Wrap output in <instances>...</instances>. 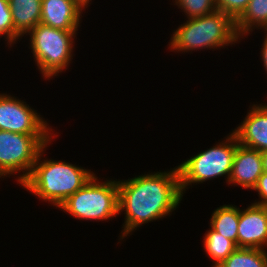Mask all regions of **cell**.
Wrapping results in <instances>:
<instances>
[{
	"label": "cell",
	"mask_w": 267,
	"mask_h": 267,
	"mask_svg": "<svg viewBox=\"0 0 267 267\" xmlns=\"http://www.w3.org/2000/svg\"><path fill=\"white\" fill-rule=\"evenodd\" d=\"M232 132L239 144L260 152L267 150V104H253Z\"/></svg>",
	"instance_id": "obj_10"
},
{
	"label": "cell",
	"mask_w": 267,
	"mask_h": 267,
	"mask_svg": "<svg viewBox=\"0 0 267 267\" xmlns=\"http://www.w3.org/2000/svg\"><path fill=\"white\" fill-rule=\"evenodd\" d=\"M239 38L246 37L253 29L267 30V0H250L246 10L235 21Z\"/></svg>",
	"instance_id": "obj_14"
},
{
	"label": "cell",
	"mask_w": 267,
	"mask_h": 267,
	"mask_svg": "<svg viewBox=\"0 0 267 267\" xmlns=\"http://www.w3.org/2000/svg\"><path fill=\"white\" fill-rule=\"evenodd\" d=\"M265 37H264V42H263V45H262V50H261V58L264 63H263V66L265 67V71L267 72V30H265Z\"/></svg>",
	"instance_id": "obj_22"
},
{
	"label": "cell",
	"mask_w": 267,
	"mask_h": 267,
	"mask_svg": "<svg viewBox=\"0 0 267 267\" xmlns=\"http://www.w3.org/2000/svg\"><path fill=\"white\" fill-rule=\"evenodd\" d=\"M78 30H60L39 23L27 34L35 64L42 77L52 79L70 65Z\"/></svg>",
	"instance_id": "obj_4"
},
{
	"label": "cell",
	"mask_w": 267,
	"mask_h": 267,
	"mask_svg": "<svg viewBox=\"0 0 267 267\" xmlns=\"http://www.w3.org/2000/svg\"><path fill=\"white\" fill-rule=\"evenodd\" d=\"M15 30L21 35L33 29L41 20L42 0H8Z\"/></svg>",
	"instance_id": "obj_13"
},
{
	"label": "cell",
	"mask_w": 267,
	"mask_h": 267,
	"mask_svg": "<svg viewBox=\"0 0 267 267\" xmlns=\"http://www.w3.org/2000/svg\"><path fill=\"white\" fill-rule=\"evenodd\" d=\"M237 35L235 21L221 11L190 18L173 32L169 42L171 51L191 52L197 49H220L235 44Z\"/></svg>",
	"instance_id": "obj_3"
},
{
	"label": "cell",
	"mask_w": 267,
	"mask_h": 267,
	"mask_svg": "<svg viewBox=\"0 0 267 267\" xmlns=\"http://www.w3.org/2000/svg\"><path fill=\"white\" fill-rule=\"evenodd\" d=\"M239 212L240 208H237L236 205H222L213 211L210 218V227L232 240L236 246Z\"/></svg>",
	"instance_id": "obj_15"
},
{
	"label": "cell",
	"mask_w": 267,
	"mask_h": 267,
	"mask_svg": "<svg viewBox=\"0 0 267 267\" xmlns=\"http://www.w3.org/2000/svg\"><path fill=\"white\" fill-rule=\"evenodd\" d=\"M262 162H263V170L267 173V150L261 152Z\"/></svg>",
	"instance_id": "obj_24"
},
{
	"label": "cell",
	"mask_w": 267,
	"mask_h": 267,
	"mask_svg": "<svg viewBox=\"0 0 267 267\" xmlns=\"http://www.w3.org/2000/svg\"><path fill=\"white\" fill-rule=\"evenodd\" d=\"M82 12L74 0H42L40 23L60 30H78Z\"/></svg>",
	"instance_id": "obj_12"
},
{
	"label": "cell",
	"mask_w": 267,
	"mask_h": 267,
	"mask_svg": "<svg viewBox=\"0 0 267 267\" xmlns=\"http://www.w3.org/2000/svg\"><path fill=\"white\" fill-rule=\"evenodd\" d=\"M47 145L39 152L28 177L20 184L43 201L60 207L95 174L65 161L42 159ZM45 150V151H44Z\"/></svg>",
	"instance_id": "obj_2"
},
{
	"label": "cell",
	"mask_w": 267,
	"mask_h": 267,
	"mask_svg": "<svg viewBox=\"0 0 267 267\" xmlns=\"http://www.w3.org/2000/svg\"><path fill=\"white\" fill-rule=\"evenodd\" d=\"M258 192V196L261 201L258 200V202L254 201V204L260 205V206H267V173L263 172L262 175L259 177V180L257 182V185L253 189Z\"/></svg>",
	"instance_id": "obj_21"
},
{
	"label": "cell",
	"mask_w": 267,
	"mask_h": 267,
	"mask_svg": "<svg viewBox=\"0 0 267 267\" xmlns=\"http://www.w3.org/2000/svg\"><path fill=\"white\" fill-rule=\"evenodd\" d=\"M209 229L210 230L205 233L203 247L205 253L213 260L212 262L215 263L211 267H217L232 254L237 246L232 240L224 237L212 228Z\"/></svg>",
	"instance_id": "obj_16"
},
{
	"label": "cell",
	"mask_w": 267,
	"mask_h": 267,
	"mask_svg": "<svg viewBox=\"0 0 267 267\" xmlns=\"http://www.w3.org/2000/svg\"><path fill=\"white\" fill-rule=\"evenodd\" d=\"M237 146L238 140L231 132L222 142H218L215 146L197 153L178 165L182 195L189 188L188 186L195 183L200 184L224 175L228 182Z\"/></svg>",
	"instance_id": "obj_6"
},
{
	"label": "cell",
	"mask_w": 267,
	"mask_h": 267,
	"mask_svg": "<svg viewBox=\"0 0 267 267\" xmlns=\"http://www.w3.org/2000/svg\"><path fill=\"white\" fill-rule=\"evenodd\" d=\"M74 1L82 10H84L89 6L91 0H74Z\"/></svg>",
	"instance_id": "obj_23"
},
{
	"label": "cell",
	"mask_w": 267,
	"mask_h": 267,
	"mask_svg": "<svg viewBox=\"0 0 267 267\" xmlns=\"http://www.w3.org/2000/svg\"><path fill=\"white\" fill-rule=\"evenodd\" d=\"M267 251L256 248H236L217 267H266Z\"/></svg>",
	"instance_id": "obj_17"
},
{
	"label": "cell",
	"mask_w": 267,
	"mask_h": 267,
	"mask_svg": "<svg viewBox=\"0 0 267 267\" xmlns=\"http://www.w3.org/2000/svg\"><path fill=\"white\" fill-rule=\"evenodd\" d=\"M0 36L6 37L10 46L22 37L14 28L8 0H0Z\"/></svg>",
	"instance_id": "obj_19"
},
{
	"label": "cell",
	"mask_w": 267,
	"mask_h": 267,
	"mask_svg": "<svg viewBox=\"0 0 267 267\" xmlns=\"http://www.w3.org/2000/svg\"><path fill=\"white\" fill-rule=\"evenodd\" d=\"M263 172L261 152L238 143L228 185L254 189Z\"/></svg>",
	"instance_id": "obj_11"
},
{
	"label": "cell",
	"mask_w": 267,
	"mask_h": 267,
	"mask_svg": "<svg viewBox=\"0 0 267 267\" xmlns=\"http://www.w3.org/2000/svg\"><path fill=\"white\" fill-rule=\"evenodd\" d=\"M95 175L59 209L79 220L87 221H105L119 215L117 179L100 182Z\"/></svg>",
	"instance_id": "obj_5"
},
{
	"label": "cell",
	"mask_w": 267,
	"mask_h": 267,
	"mask_svg": "<svg viewBox=\"0 0 267 267\" xmlns=\"http://www.w3.org/2000/svg\"><path fill=\"white\" fill-rule=\"evenodd\" d=\"M264 247H267V206L252 203L246 209H240L237 248Z\"/></svg>",
	"instance_id": "obj_9"
},
{
	"label": "cell",
	"mask_w": 267,
	"mask_h": 267,
	"mask_svg": "<svg viewBox=\"0 0 267 267\" xmlns=\"http://www.w3.org/2000/svg\"><path fill=\"white\" fill-rule=\"evenodd\" d=\"M182 197L177 166L169 171L118 180V211L125 212L119 239L129 236L142 224L170 217Z\"/></svg>",
	"instance_id": "obj_1"
},
{
	"label": "cell",
	"mask_w": 267,
	"mask_h": 267,
	"mask_svg": "<svg viewBox=\"0 0 267 267\" xmlns=\"http://www.w3.org/2000/svg\"><path fill=\"white\" fill-rule=\"evenodd\" d=\"M188 19L202 17L217 10L216 0H175Z\"/></svg>",
	"instance_id": "obj_18"
},
{
	"label": "cell",
	"mask_w": 267,
	"mask_h": 267,
	"mask_svg": "<svg viewBox=\"0 0 267 267\" xmlns=\"http://www.w3.org/2000/svg\"><path fill=\"white\" fill-rule=\"evenodd\" d=\"M249 2L250 0H216V8L236 21L246 10Z\"/></svg>",
	"instance_id": "obj_20"
},
{
	"label": "cell",
	"mask_w": 267,
	"mask_h": 267,
	"mask_svg": "<svg viewBox=\"0 0 267 267\" xmlns=\"http://www.w3.org/2000/svg\"><path fill=\"white\" fill-rule=\"evenodd\" d=\"M53 135H27L0 130V178L20 174L21 184L30 174L39 152L51 143Z\"/></svg>",
	"instance_id": "obj_7"
},
{
	"label": "cell",
	"mask_w": 267,
	"mask_h": 267,
	"mask_svg": "<svg viewBox=\"0 0 267 267\" xmlns=\"http://www.w3.org/2000/svg\"><path fill=\"white\" fill-rule=\"evenodd\" d=\"M0 130L27 135H53L45 118L17 97L0 94Z\"/></svg>",
	"instance_id": "obj_8"
}]
</instances>
